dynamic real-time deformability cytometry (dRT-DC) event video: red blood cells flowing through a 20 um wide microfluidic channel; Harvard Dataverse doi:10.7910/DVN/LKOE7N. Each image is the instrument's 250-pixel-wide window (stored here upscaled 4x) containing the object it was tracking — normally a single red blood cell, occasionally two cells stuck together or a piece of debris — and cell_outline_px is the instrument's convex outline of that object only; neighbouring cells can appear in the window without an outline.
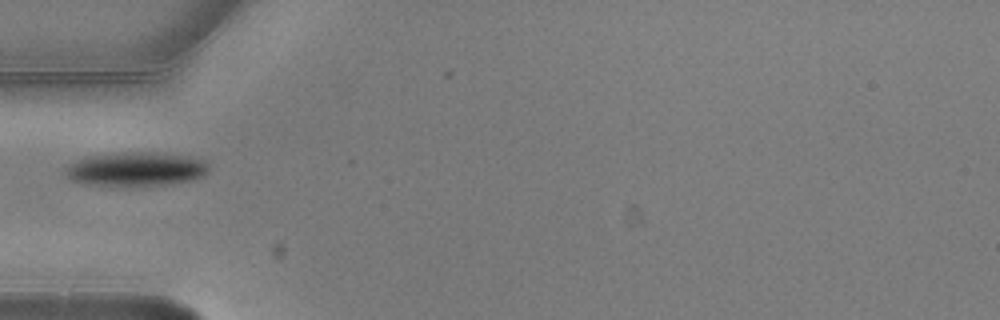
{"species": "common noctule bat (a hibernating species)", "species_latin": "Nyctalus noctula", "temperature_condition": "warm", "stored_images_in_passage": 6, "camera_frame_rate_fps": 3000, "um_per_image_px": 0.085, "animal": {"sex": "male", "body_mass_g": 20.5, "forearm_length_mm": 52.5}, "frame": {"image": 1, "passage_image": 2, "time_ms": 0.333, "image_size_px": [1000, 320], "cell_outline_px": [[208, 172], [204, 176], [196, 180], [172, 184], [136, 188], [112, 188], [84, 184], [72, 180], [64, 172], [64, 168], [76, 160], [84, 156], [112, 152], [164, 152], [192, 156], [204, 160], [208, 164]], "centroid_in_image_um": [11.56, 14.4], "position_along_channel_um": 73.4, "area_um2": 30.29}}
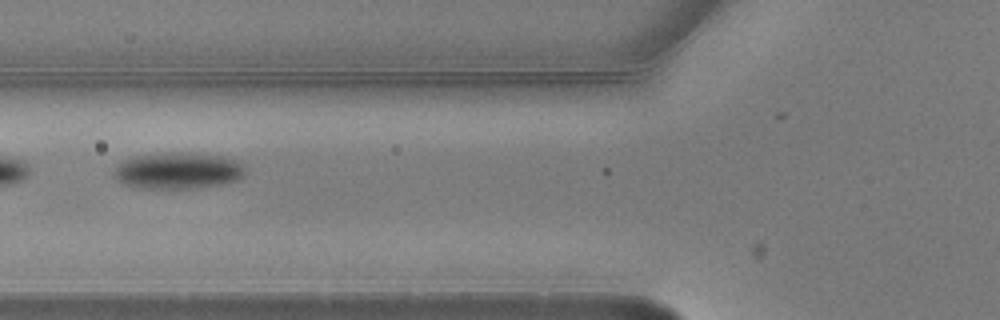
{"frame": {"image": 2, "passage_image": 3, "time_ms": 0.667, "image_size_px": [1000, 320], "cell_outline_px": [[244, 176], [236, 180], [220, 184], [192, 188], [144, 188], [124, 184], [116, 180], [116, 164], [124, 160], [136, 156], [168, 152], [196, 152], [224, 156], [236, 160], [244, 164]], "centroid_in_image_um": [15.16, 14.48], "position_along_channel_um": 110.6, "area_um2": 27.92}}